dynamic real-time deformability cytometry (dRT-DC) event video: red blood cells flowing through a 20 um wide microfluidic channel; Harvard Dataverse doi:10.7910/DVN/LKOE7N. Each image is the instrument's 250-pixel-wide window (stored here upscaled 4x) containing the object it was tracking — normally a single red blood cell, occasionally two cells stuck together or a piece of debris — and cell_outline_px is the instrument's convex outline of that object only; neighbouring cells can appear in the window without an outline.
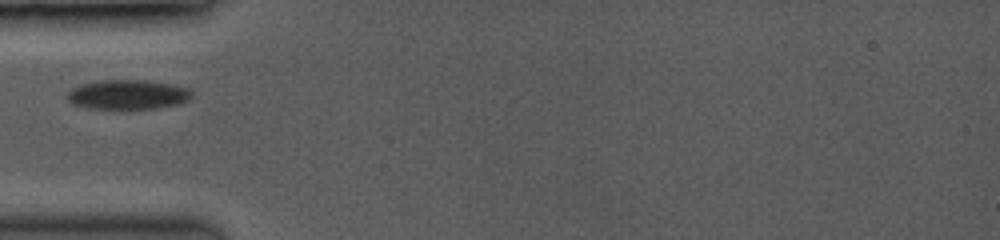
{"species": "common noctule bat (a hibernating species)", "species_latin": "Nyctalus noctula", "temperature_condition": "room temperature", "stored_images_in_passage": 27, "camera_frame_rate_fps": 3500, "um_per_image_px": 0.085, "animal": {"sex": "female", "body_mass_g": 19.0, "forearm_length_mm": 53.3}, "frame": {"image": 1, "passage_image": 1, "time_ms": 0.0, "image_size_px": [1000, 240], "cell_outline_px": [[192, 92], [188, 100], [176, 104], [152, 108], [92, 108], [76, 104], [68, 96], [68, 92], [72, 88], [84, 84], [100, 80], [144, 80], [168, 84], [184, 88]], "centroid_in_image_um": [10.86, 8.02], "position_along_channel_um": 74.1, "area_um2": 20.52}}